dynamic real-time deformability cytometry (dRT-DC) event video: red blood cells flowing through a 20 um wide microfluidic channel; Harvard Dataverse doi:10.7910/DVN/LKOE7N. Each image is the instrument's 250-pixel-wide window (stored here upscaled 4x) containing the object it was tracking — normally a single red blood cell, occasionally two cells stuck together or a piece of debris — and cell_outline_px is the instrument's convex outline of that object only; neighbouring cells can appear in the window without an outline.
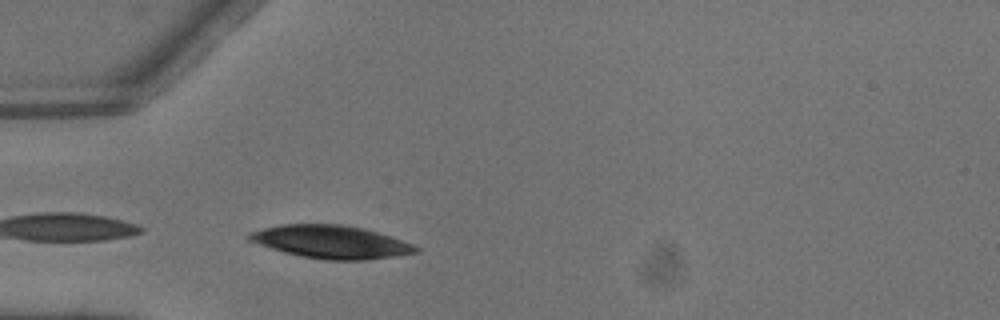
{"species": "common noctule bat (a hibernating species)", "species_latin": "Nyctalus noctula", "temperature_condition": "warm", "stored_images_in_passage": 3, "camera_frame_rate_fps": 3000, "um_per_image_px": 0.085, "animal": {"sex": "male", "body_mass_g": 13.3}, "frame": {"image": 1, "passage_image": 3, "time_ms": 0.667, "image_size_px": [1000, 320], "cell_outline_px": [[420, 252], [396, 256], [364, 260], [324, 260], [300, 256], [284, 252], [248, 240], [244, 236], [248, 232], [280, 224], [340, 224], [364, 228], [412, 244], [420, 248]], "centroid_in_image_um": [28.11, 20.56], "position_along_channel_um": 56.9, "area_um2": 31.96}}